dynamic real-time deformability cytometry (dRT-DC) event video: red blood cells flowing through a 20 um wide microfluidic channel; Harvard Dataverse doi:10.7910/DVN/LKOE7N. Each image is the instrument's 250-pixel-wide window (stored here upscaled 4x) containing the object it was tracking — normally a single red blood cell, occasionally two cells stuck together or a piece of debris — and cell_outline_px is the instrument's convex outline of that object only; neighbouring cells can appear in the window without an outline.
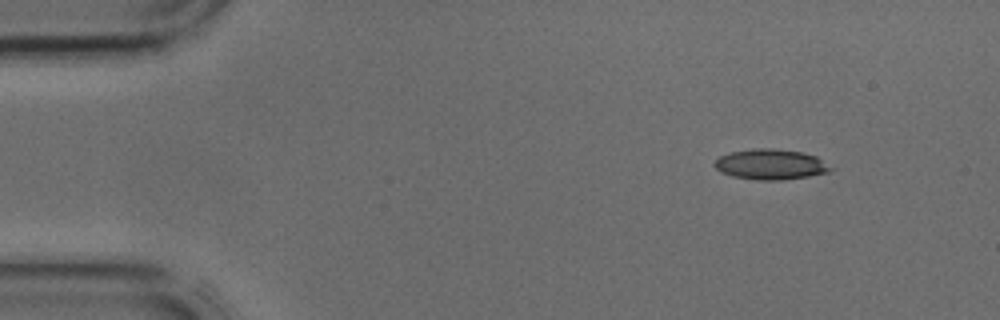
{"species": "common noctule bat (a hibernating species)", "species_latin": "Nyctalus noctula", "temperature_condition": "cold", "stored_images_in_passage": 38, "camera_frame_rate_fps": 3000, "um_per_image_px": 0.085, "animal": {"sex": "male", "body_mass_g": 17.9, "forearm_length_mm": 54.2}, "frame": {"image": 1, "passage_image": 1, "time_ms": 0.0, "image_size_px": [1000, 320], "cell_outline_px": [[836, 168], [828, 172], [808, 176], [780, 180], [756, 180], [732, 176], [720, 172], [712, 164], [720, 156], [732, 152], [752, 148], [772, 148], [804, 152], [816, 156]], "centroid_in_image_um": [65.52, 13.97], "position_along_channel_um": 19.5, "area_um2": 20.75}}
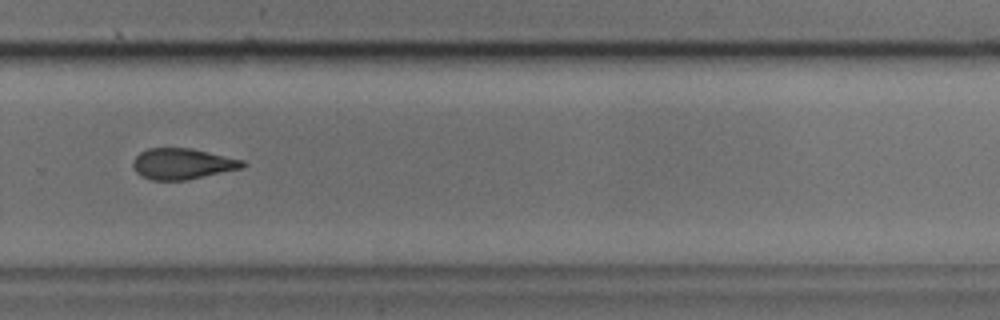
{"frame": {"image": 2, "passage_image": 25, "time_ms": 8.0, "image_size_px": [1000, 320], "cell_outline_px": [[248, 164], [244, 168], [188, 180], [152, 180], [140, 176], [136, 172], [132, 164], [136, 156], [140, 152], [148, 148], [192, 148], [244, 160]], "centroid_in_image_um": [15.54, 13.93], "position_along_channel_um": 314.3, "area_um2": 20.0}}
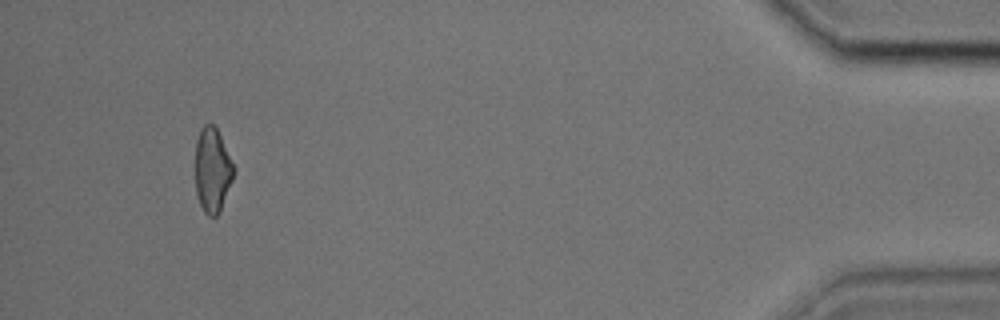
{"frame": {"image": 3, "passage_image": 36, "time_ms": 11.667, "image_size_px": [1000, 320], "cell_outline_px": [[236, 168], [232, 180], [220, 212], [216, 216], [208, 216], [204, 212], [200, 204], [196, 192], [196, 140], [200, 128], [204, 124], [212, 124], [216, 128]], "centroid_in_image_um": [18.06, 14.46], "position_along_channel_um": 417.1, "area_um2": 18.9}}